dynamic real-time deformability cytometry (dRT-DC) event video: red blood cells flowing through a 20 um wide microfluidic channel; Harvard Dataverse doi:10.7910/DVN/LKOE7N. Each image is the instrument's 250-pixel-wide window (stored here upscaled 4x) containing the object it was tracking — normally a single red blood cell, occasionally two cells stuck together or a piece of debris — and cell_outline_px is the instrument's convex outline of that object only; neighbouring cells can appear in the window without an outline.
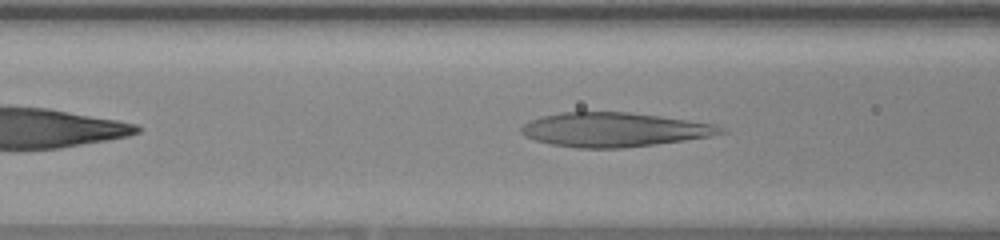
{"species": "human", "species_latin": "Homo sapiens", "temperature_condition": "warm", "stored_images_in_passage": 37, "camera_frame_rate_fps": 3000, "um_per_image_px": 0.085, "donor": {"sex": "female"}, "frame": {"image": 1, "passage_image": 7, "time_ms": 2.0, "image_size_px": [1000, 240], "cell_outline_px": [[728, 132], [712, 136], [656, 144], [624, 148], [576, 148], [552, 144], [536, 140], [524, 136], [520, 132], [520, 128], [528, 120], [540, 116], [560, 112], [628, 112], [660, 116], [716, 124], [724, 128]], "centroid_in_image_um": [52.19, 11.02], "position_along_channel_um": 114.4, "area_um2": 39.94}}
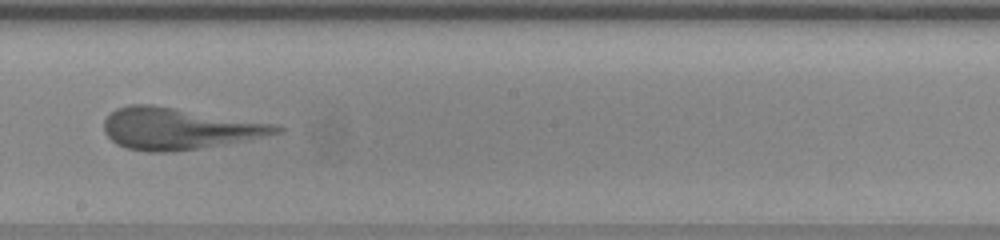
{"frame": {"image": 2, "passage_image": 16, "time_ms": 5.0, "image_size_px": [1000, 240], "cell_outline_px": [[284, 128], [280, 132], [244, 140], [196, 148], [168, 152], [148, 152], [128, 148], [116, 144], [104, 132], [104, 120], [116, 108], [128, 104], [152, 104], [272, 124]], "centroid_in_image_um": [15.09, 10.92], "position_along_channel_um": 233.1, "area_um2": 40.81}}
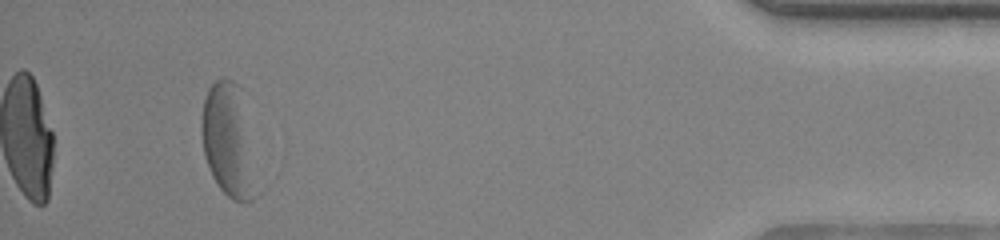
{"frame": {"image": 3, "passage_image": 34, "time_ms": 11.0, "image_size_px": [1000, 240], "cell_outline_px": [[260, 192], [252, 200], [244, 204], [240, 204], [232, 200], [220, 188], [212, 176], [204, 156], [200, 132], [200, 120], [204, 100], [208, 88], [220, 76], [224, 76], [232, 80], [236, 84]], "centroid_in_image_um": [19.37, 12.09], "position_along_channel_um": 415.8, "area_um2": 35.66}}